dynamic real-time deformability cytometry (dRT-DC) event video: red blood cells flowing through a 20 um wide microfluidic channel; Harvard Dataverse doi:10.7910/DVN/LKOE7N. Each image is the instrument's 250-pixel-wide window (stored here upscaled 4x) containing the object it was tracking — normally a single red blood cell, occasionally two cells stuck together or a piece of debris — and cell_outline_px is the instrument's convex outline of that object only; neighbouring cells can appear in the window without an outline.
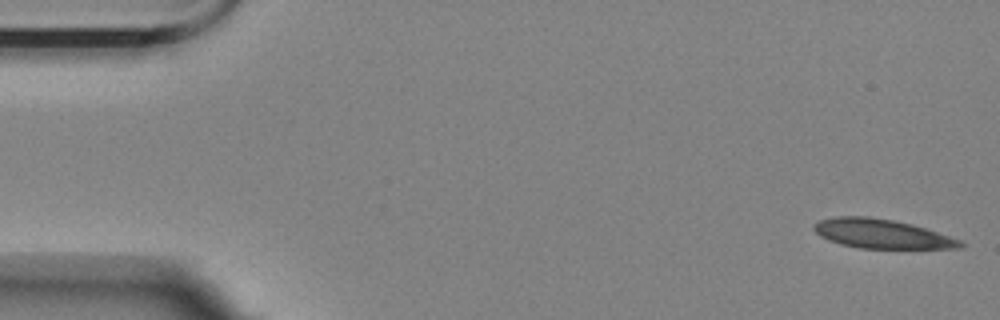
{"species": "Egyptian fruit bat (a non-hibernating species)", "species_latin": "Rousettus aegyptiacus", "temperature_condition": "room temperature", "stored_images_in_passage": 5, "camera_frame_rate_fps": 3000, "um_per_image_px": 0.085, "animal": {"sex": "female"}, "frame": {"image": 1, "passage_image": 1, "time_ms": 0.0, "image_size_px": [1000, 320], "cell_outline_px": [[964, 248], [860, 248], [840, 244], [828, 240], [820, 236], [812, 228], [812, 224], [820, 220], [836, 216], [868, 216], [892, 220], [912, 224], [960, 240], [964, 244]], "centroid_in_image_um": [74.89, 19.87], "position_along_channel_um": 10.1, "area_um2": 24.74}}